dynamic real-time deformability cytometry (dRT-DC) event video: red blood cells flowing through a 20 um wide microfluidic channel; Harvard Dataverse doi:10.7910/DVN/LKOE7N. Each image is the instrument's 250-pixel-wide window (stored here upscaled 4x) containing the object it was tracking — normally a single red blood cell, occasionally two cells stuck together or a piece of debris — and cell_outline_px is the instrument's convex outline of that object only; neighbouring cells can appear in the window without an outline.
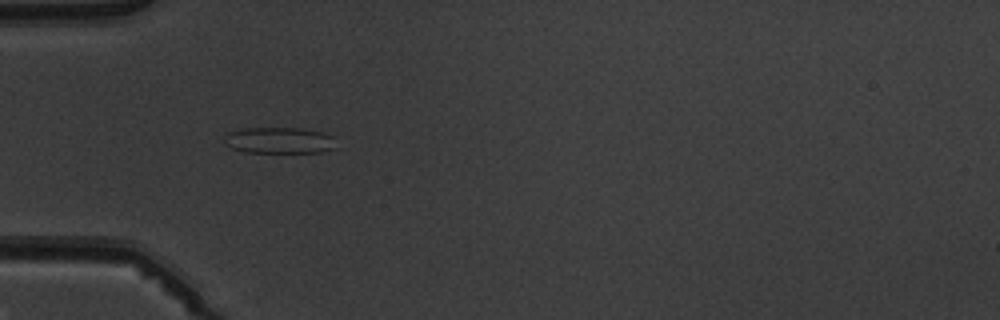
{"species": "common noctule bat (a hibernating species)", "species_latin": "Nyctalus noctula", "temperature_condition": "warm", "stored_images_in_passage": 3, "camera_frame_rate_fps": 3000, "um_per_image_px": 0.085, "animal": {"sex": "male", "body_mass_g": 19.5, "forearm_length_mm": 54.6}, "frame": {"image": 1, "passage_image": 2, "time_ms": 1.333, "image_size_px": [1000, 320], "cell_outline_px": [[336, 148], [320, 152], [244, 152], [232, 148], [224, 144], [224, 140], [228, 132], [244, 128], [300, 128], [320, 132], [332, 136]], "centroid_in_image_um": [23.71, 11.93], "position_along_channel_um": 61.3, "area_um2": 16.99}}
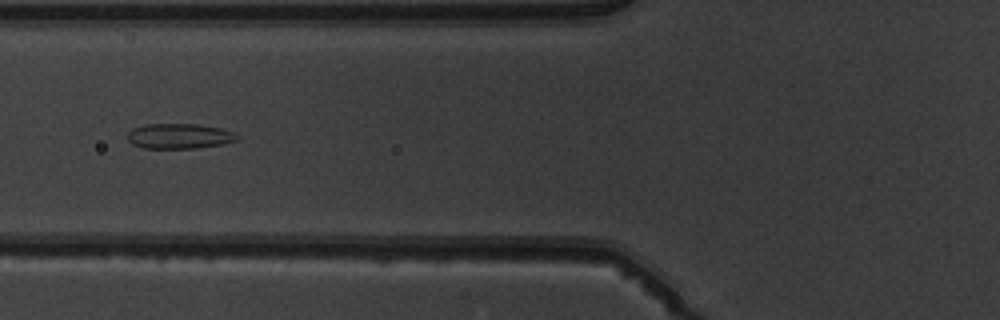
{"frame": {"image": 2, "passage_image": 3, "time_ms": 2.667, "image_size_px": [1000, 320], "cell_outline_px": [[240, 136], [236, 140], [224, 144], [196, 148], [144, 148], [132, 144], [128, 140], [128, 132], [132, 128], [148, 124], [196, 124], [220, 128], [236, 132]], "centroid_in_image_um": [15.27, 11.57], "position_along_channel_um": 110.5, "area_um2": 16.13}}